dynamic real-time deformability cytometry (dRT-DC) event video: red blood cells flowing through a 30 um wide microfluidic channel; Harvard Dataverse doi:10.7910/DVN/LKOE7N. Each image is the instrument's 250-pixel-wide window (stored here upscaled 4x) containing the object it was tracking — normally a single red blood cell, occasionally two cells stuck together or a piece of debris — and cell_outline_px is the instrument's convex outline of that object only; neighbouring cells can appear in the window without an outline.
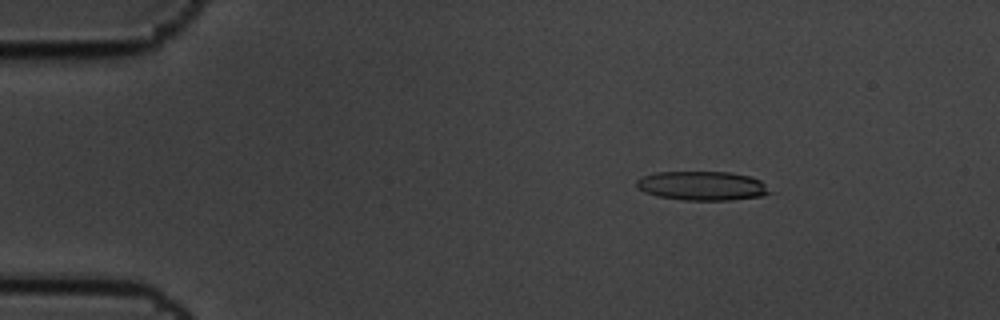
{"species": "common noctule bat (a hibernating species)", "species_latin": "Nyctalus noctula", "temperature_condition": "cold", "stored_images_in_passage": 4, "segment_of_instrument_passage": [1, 2], "camera_frame_rate_fps": 3000, "um_per_image_px": 0.085, "animal": {"sex": "male", "body_mass_g": 19.5, "forearm_length_mm": 54.6}, "frame": {"image": 1, "passage_image": 1, "time_ms": 0.0, "image_size_px": [1000, 320], "cell_outline_px": [[772, 192], [764, 196], [728, 200], [680, 200], [656, 196], [644, 192], [636, 188], [636, 180], [644, 176], [656, 172], [728, 172], [748, 176], [760, 180]], "centroid_in_image_um": [59.66, 15.8], "position_along_channel_um": 25.3, "area_um2": 22.66}}